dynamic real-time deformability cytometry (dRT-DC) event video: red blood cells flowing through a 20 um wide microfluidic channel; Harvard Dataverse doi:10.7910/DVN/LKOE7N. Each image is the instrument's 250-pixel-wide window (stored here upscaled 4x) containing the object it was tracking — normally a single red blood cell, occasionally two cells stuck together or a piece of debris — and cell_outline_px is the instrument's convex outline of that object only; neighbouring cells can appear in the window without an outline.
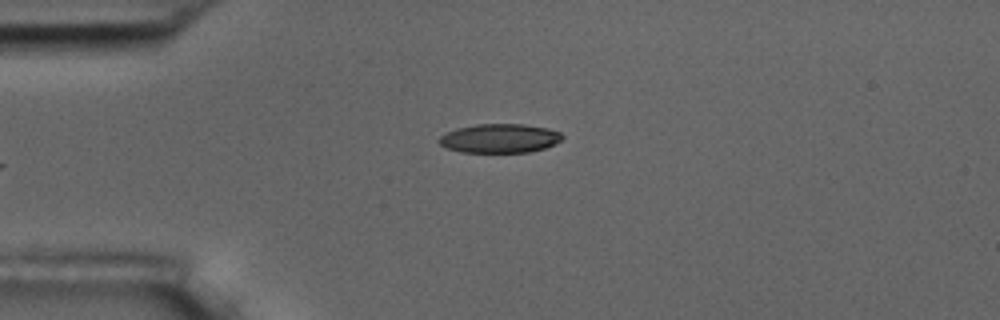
{"species": "common noctule bat (a hibernating species)", "species_latin": "Nyctalus noctula", "temperature_condition": "room temperature", "stored_images_in_passage": 5, "camera_frame_rate_fps": 3000, "um_per_image_px": 0.085, "animal": {"sex": "male", "body_mass_g": 17.5, "forearm_length_mm": 52.3}, "frame": {"image": 1, "passage_image": 5, "time_ms": 4.333, "image_size_px": [1000, 320], "cell_outline_px": [[564, 136], [560, 140], [544, 148], [528, 152], [460, 152], [448, 148], [440, 144], [436, 140], [440, 136], [456, 128], [476, 124], [524, 124], [548, 128], [560, 132]], "centroid_in_image_um": [42.45, 11.75], "position_along_channel_um": 42.6, "area_um2": 20.75}}